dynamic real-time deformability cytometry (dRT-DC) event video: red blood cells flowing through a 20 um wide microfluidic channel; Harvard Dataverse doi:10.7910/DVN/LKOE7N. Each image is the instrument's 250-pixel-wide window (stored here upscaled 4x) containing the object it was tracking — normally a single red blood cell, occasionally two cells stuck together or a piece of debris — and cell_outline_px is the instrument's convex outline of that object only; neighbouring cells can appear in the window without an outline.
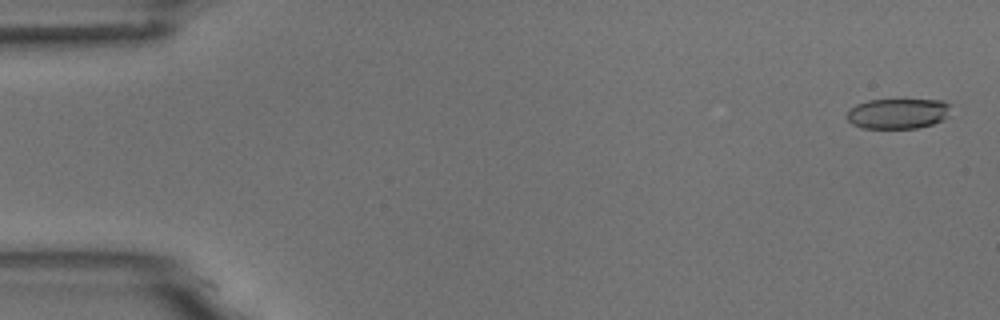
{"species": "common noctule bat (a hibernating species)", "species_latin": "Nyctalus noctula", "temperature_condition": "room temperature", "stored_images_in_passage": 5, "camera_frame_rate_fps": 3000, "um_per_image_px": 0.085, "animal": {"sex": "male", "body_mass_g": 18.8}, "frame": {"image": 1, "passage_image": 1, "time_ms": 0.0, "image_size_px": [1000, 320], "cell_outline_px": [[948, 116], [944, 120], [932, 124], [916, 128], [860, 128], [852, 124], [844, 116], [856, 104], [868, 100], [944, 100], [948, 104]], "centroid_in_image_um": [76.29, 9.66], "position_along_channel_um": 8.7, "area_um2": 18.32}}
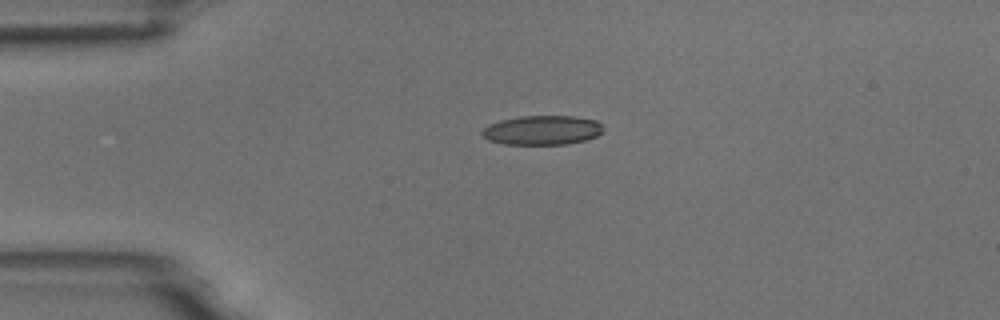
{"frame": {"image": 2, "passage_image": 4, "time_ms": 3.667, "image_size_px": [1000, 320], "cell_outline_px": [[604, 128], [596, 136], [584, 140], [568, 144], [504, 144], [488, 140], [480, 132], [488, 124], [500, 120], [520, 116], [576, 116], [596, 120]], "centroid_in_image_um": [46.07, 11.06], "position_along_channel_um": 38.9, "area_um2": 20.69}}